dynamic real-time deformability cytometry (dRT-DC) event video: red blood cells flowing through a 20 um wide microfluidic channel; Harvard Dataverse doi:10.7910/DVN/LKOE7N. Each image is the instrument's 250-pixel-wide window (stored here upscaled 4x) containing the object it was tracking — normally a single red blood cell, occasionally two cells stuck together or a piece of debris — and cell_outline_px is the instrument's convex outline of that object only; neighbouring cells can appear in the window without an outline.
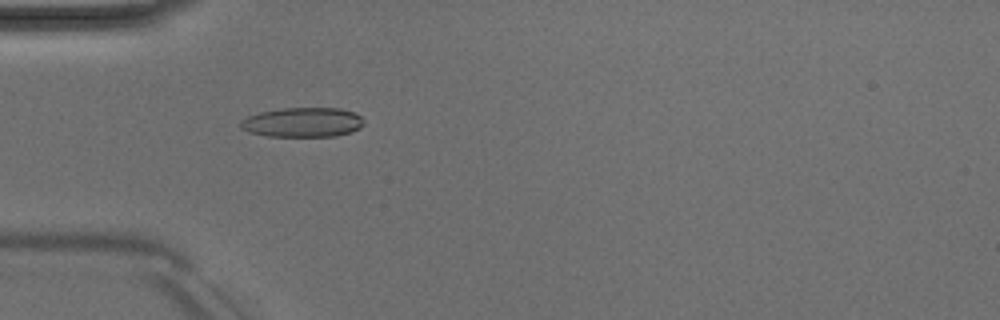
{"species": "Egyptian fruit bat (a non-hibernating species)", "species_latin": "Rousettus aegyptiacus", "temperature_condition": "room temperature", "stored_images_in_passage": 35, "camera_frame_rate_fps": 3000, "um_per_image_px": 0.085, "animal": {"sex": "male"}, "frame": {"image": 1, "passage_image": 1, "time_ms": 0.0, "image_size_px": [1000, 320], "cell_outline_px": [[364, 124], [360, 128], [352, 132], [336, 136], [268, 136], [248, 132], [240, 128], [240, 120], [248, 116], [260, 112], [280, 108], [340, 108], [356, 112], [364, 120]], "centroid_in_image_um": [25.74, 10.39], "position_along_channel_um": 59.3, "area_um2": 21.5}}
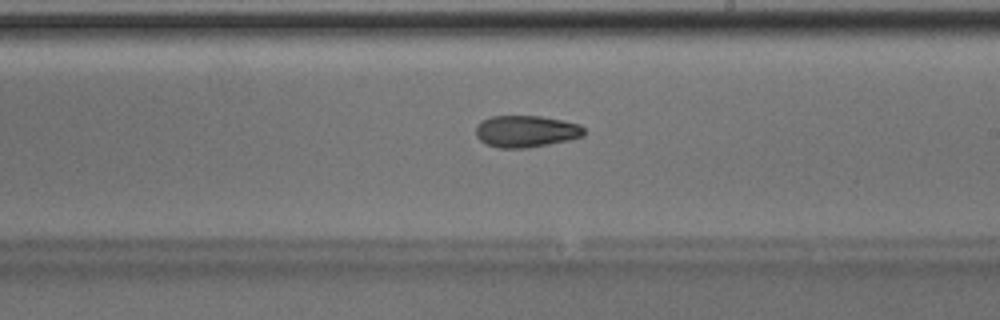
{"frame": {"image": 2, "passage_image": 15, "time_ms": 4.667, "image_size_px": [1000, 320], "cell_outline_px": [[584, 136], [568, 140], [528, 148], [500, 148], [484, 144], [476, 136], [476, 128], [480, 120], [492, 116], [540, 116], [580, 124], [584, 128]], "centroid_in_image_um": [44.68, 11.16], "position_along_channel_um": 244.3, "area_um2": 20.11}}
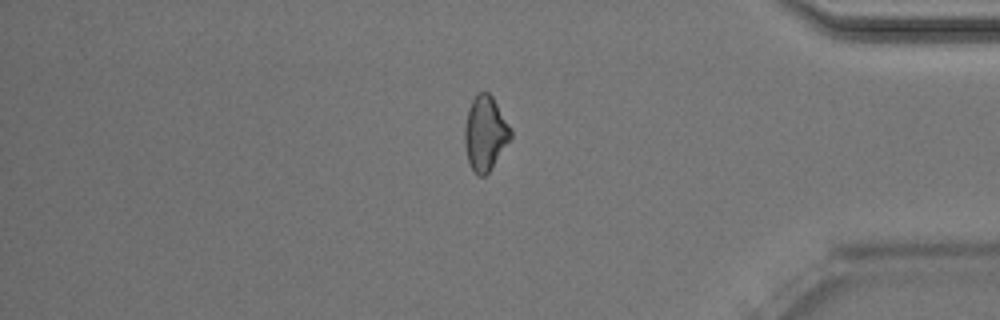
{"frame": {"image": 3, "passage_image": 28, "time_ms": 9.0, "image_size_px": [1000, 320], "cell_outline_px": [[512, 136], [488, 172], [484, 176], [476, 176], [468, 160], [464, 144], [464, 132], [468, 108], [472, 100], [480, 92], [488, 92], [492, 96], [512, 132]], "centroid_in_image_um": [41.22, 11.34], "position_along_channel_um": 394.0, "area_um2": 19.48}}